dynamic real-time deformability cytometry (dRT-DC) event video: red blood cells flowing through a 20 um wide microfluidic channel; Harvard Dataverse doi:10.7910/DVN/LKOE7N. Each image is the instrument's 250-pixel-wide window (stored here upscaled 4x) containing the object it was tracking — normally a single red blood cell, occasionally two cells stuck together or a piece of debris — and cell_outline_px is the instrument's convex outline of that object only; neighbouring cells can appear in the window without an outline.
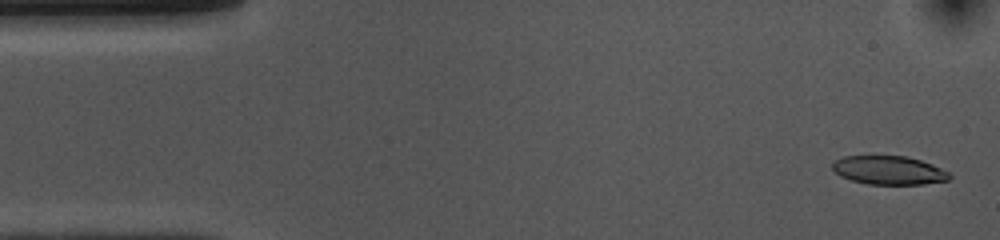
{"species": "common noctule bat (a hibernating species)", "species_latin": "Nyctalus noctula", "temperature_condition": "cold", "stored_images_in_passage": 53, "camera_frame_rate_fps": 3000, "um_per_image_px": 0.085, "animal": {"sex": "female", "body_mass_g": 10.0, "forearm_length_mm": 53.1}, "frame": {"image": 1, "passage_image": 2, "time_ms": 0.333, "image_size_px": [1000, 240], "cell_outline_px": [[952, 176], [948, 180], [924, 184], [868, 184], [852, 180], [840, 176], [832, 168], [832, 160], [844, 156], [908, 156], [932, 164], [948, 172]], "centroid_in_image_um": [75.53, 14.46], "position_along_channel_um": 9.5, "area_um2": 19.54}}
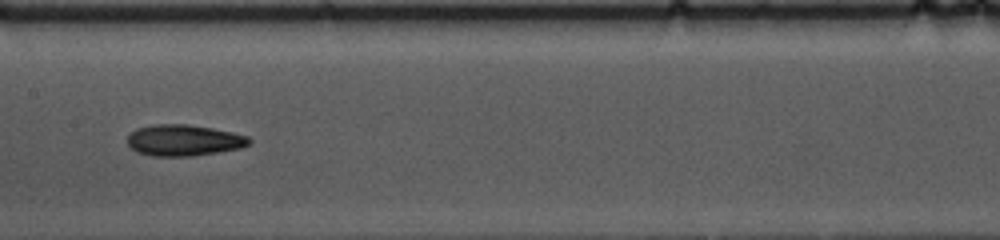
{"frame": {"image": 2, "passage_image": 25, "time_ms": 8.0, "image_size_px": [1000, 240], "cell_outline_px": [[252, 140], [248, 144], [240, 148], [192, 156], [152, 156], [136, 152], [128, 144], [128, 136], [136, 128], [152, 124], [188, 124], [212, 128], [232, 132], [248, 136]], "centroid_in_image_um": [15.6, 11.92], "position_along_channel_um": 191.8, "area_um2": 22.14}}
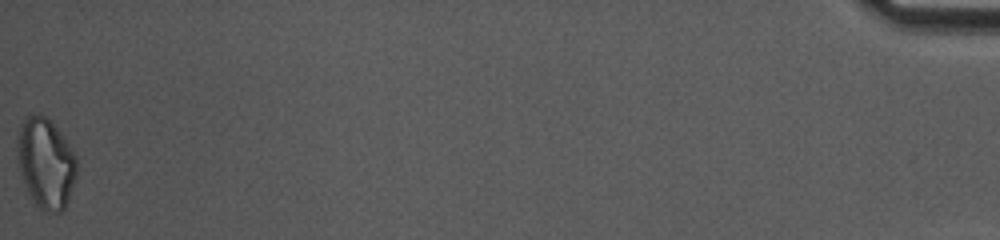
{"frame": {"image": 3, "passage_image": 53, "time_ms": 17.333, "image_size_px": [1000, 240], "cell_outline_px": [[76, 176], [68, 200], [64, 208], [60, 212], [44, 212], [36, 204], [28, 192], [24, 184], [16, 152], [16, 140], [20, 128], [24, 120], [28, 116], [40, 112], [60, 132], [76, 156]], "centroid_in_image_um": [3.88, 13.87], "position_along_channel_um": 431.3, "area_um2": 30.92}, "authors_computed_cell_mechanics": {"area_um2": 21.5016, "velocity_mm_per_s": 3.7054, "shape_relaxation_time_tau1_ms": 4.6509, "shape_relaxation_time_tau2_ms": 5.2434, "deformation_change_tau1": 0.1508, "deformation_change_tau2": 0.1403}}